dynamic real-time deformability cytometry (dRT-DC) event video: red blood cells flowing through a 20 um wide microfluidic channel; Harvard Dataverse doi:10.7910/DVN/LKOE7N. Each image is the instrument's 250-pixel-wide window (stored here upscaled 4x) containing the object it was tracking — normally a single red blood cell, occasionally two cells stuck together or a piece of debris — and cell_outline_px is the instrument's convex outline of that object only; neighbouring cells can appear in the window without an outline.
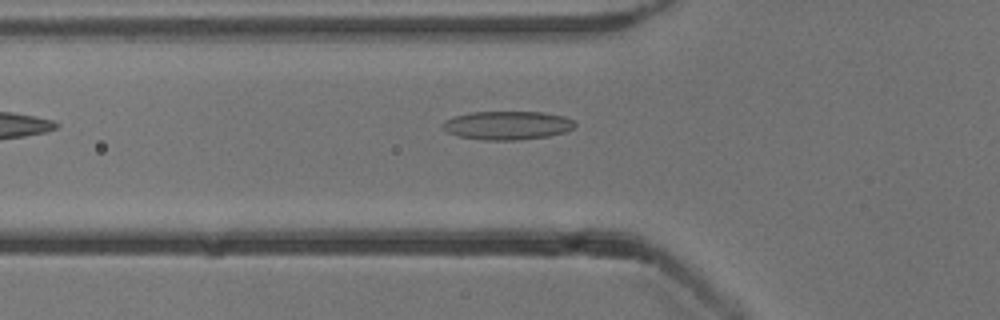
{"species": "common noctule bat (a hibernating species)", "species_latin": "Nyctalus noctula", "temperature_condition": "cold", "stored_images_in_passage": 13, "camera_frame_rate_fps": 3000, "um_per_image_px": 0.085, "animal": {"sex": "male", "body_mass_g": 13.3}, "frame": {"image": 1, "passage_image": 2, "time_ms": 0.333, "image_size_px": [1000, 320], "cell_outline_px": [[576, 124], [572, 128], [564, 132], [548, 136], [516, 140], [484, 140], [456, 136], [448, 132], [440, 124], [444, 120], [452, 116], [468, 112], [544, 112], [564, 116], [576, 120]], "centroid_in_image_um": [43.09, 10.64], "position_along_channel_um": 82.7, "area_um2": 22.25}}
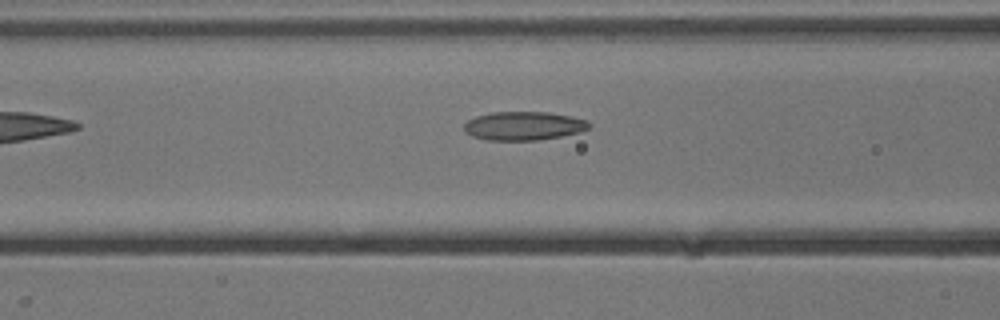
{"frame": {"image": 2, "passage_image": 5, "time_ms": 1.333, "image_size_px": [1000, 320], "cell_outline_px": [[592, 124], [588, 128], [580, 132], [540, 140], [488, 140], [472, 136], [464, 132], [464, 124], [468, 120], [476, 116], [492, 112], [548, 112], [572, 116], [588, 120]], "centroid_in_image_um": [44.52, 10.69], "position_along_channel_um": 122.1, "area_um2": 20.98}}
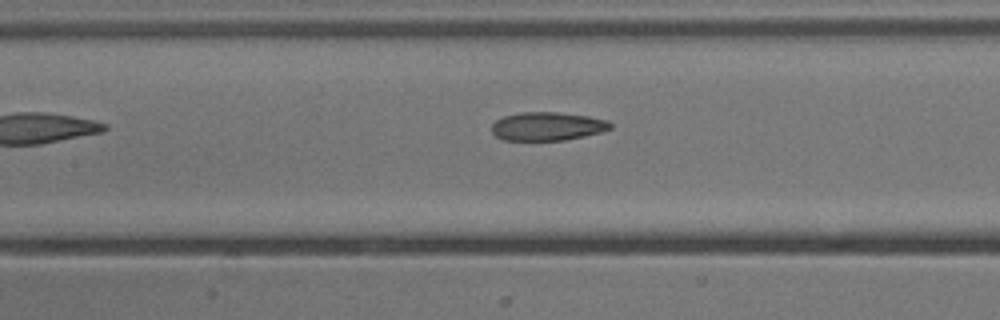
{"frame": {"image": 3, "passage_image": 8, "time_ms": 2.333, "image_size_px": [1000, 320], "cell_outline_px": [[612, 128], [600, 132], [584, 136], [564, 140], [504, 140], [496, 136], [492, 132], [492, 124], [496, 120], [504, 116], [520, 112], [560, 112], [588, 116], [608, 120], [612, 124]], "centroid_in_image_um": [46.53, 10.73], "position_along_channel_um": 160.9, "area_um2": 19.71}}